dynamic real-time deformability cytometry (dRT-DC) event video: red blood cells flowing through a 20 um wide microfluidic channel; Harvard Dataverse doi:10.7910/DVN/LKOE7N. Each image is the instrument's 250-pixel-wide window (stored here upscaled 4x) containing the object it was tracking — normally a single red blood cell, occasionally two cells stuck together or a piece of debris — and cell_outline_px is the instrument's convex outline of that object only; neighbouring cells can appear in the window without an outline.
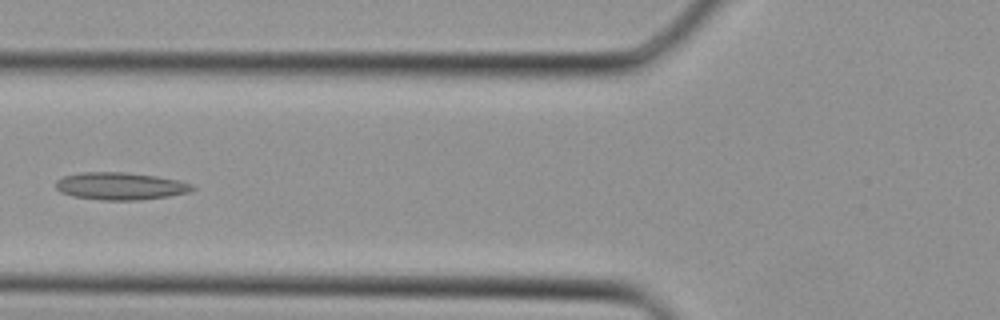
{"species": "Egyptian fruit bat (a non-hibernating species)", "species_latin": "Rousettus aegyptiacus", "temperature_condition": "cold", "stored_images_in_passage": 30, "camera_frame_rate_fps": 3000, "um_per_image_px": 0.085, "animal": {"sex": "female"}, "frame": {"image": 1, "passage_image": 7, "time_ms": 2.0, "image_size_px": [1000, 320], "cell_outline_px": [[196, 188], [188, 192], [168, 196], [140, 200], [100, 200], [72, 196], [60, 192], [56, 188], [56, 180], [64, 176], [84, 172], [124, 172], [156, 176], [176, 180], [192, 184]], "centroid_in_image_um": [10.21, 15.82], "position_along_channel_um": 115.6, "area_um2": 21.73}}
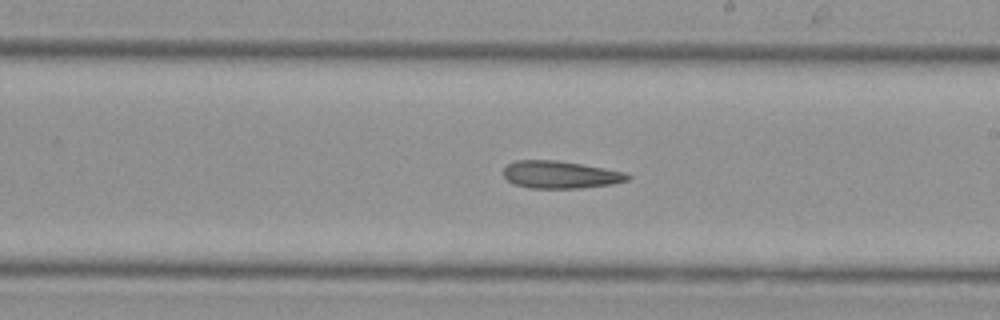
{"frame": {"image": 2, "passage_image": 14, "time_ms": 4.333, "image_size_px": [1000, 320], "cell_outline_px": [[632, 176], [628, 180], [612, 184], [584, 188], [528, 188], [512, 184], [504, 176], [504, 168], [508, 164], [516, 160], [556, 160], [604, 168], [624, 172]], "centroid_in_image_um": [47.62, 14.85], "position_along_channel_um": 241.4, "area_um2": 19.88}}
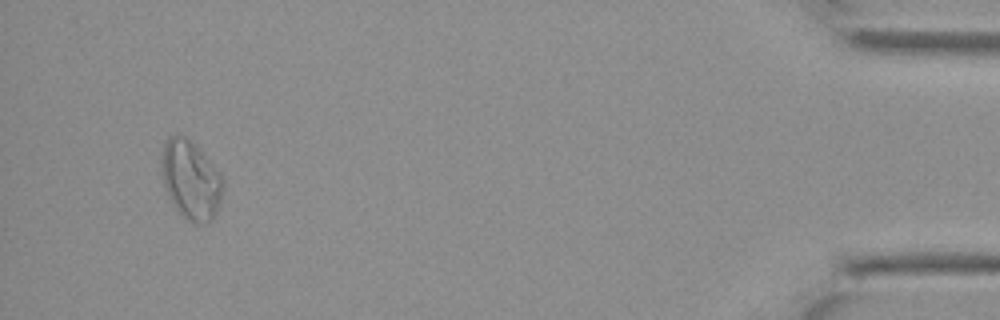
{"frame": {"image": 3, "passage_image": 28, "time_ms": 9.0, "image_size_px": [1000, 320], "cell_outline_px": [[224, 188], [216, 212], [212, 220], [204, 224], [188, 220], [176, 208], [168, 196], [160, 172], [160, 168], [164, 144], [168, 136], [180, 136], [196, 144], [200, 148], [220, 172], [224, 180]], "centroid_in_image_um": [16.23, 15.28], "position_along_channel_um": 419.0, "area_um2": 28.21}}